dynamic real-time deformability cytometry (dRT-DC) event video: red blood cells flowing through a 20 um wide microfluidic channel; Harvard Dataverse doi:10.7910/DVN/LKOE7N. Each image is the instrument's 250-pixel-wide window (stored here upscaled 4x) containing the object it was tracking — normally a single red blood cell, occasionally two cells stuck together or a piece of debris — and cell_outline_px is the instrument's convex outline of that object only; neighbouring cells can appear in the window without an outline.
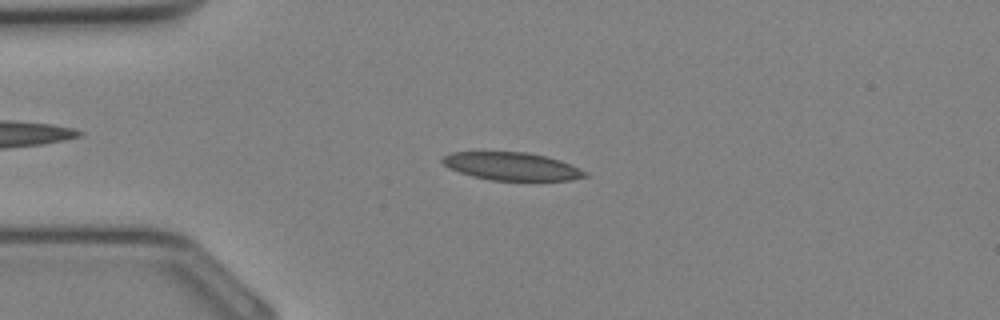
{"species": "Egyptian fruit bat (a non-hibernating species)", "species_latin": "Rousettus aegyptiacus", "temperature_condition": "cold", "stored_images_in_passage": 34, "camera_frame_rate_fps": 3000, "um_per_image_px": 0.085, "animal": {"sex": "female"}, "frame": {"image": 1, "passage_image": 8, "time_ms": 2.333, "image_size_px": [1000, 320], "cell_outline_px": [[588, 176], [572, 180], [492, 180], [472, 176], [448, 168], [440, 160], [444, 156], [452, 152], [528, 152], [548, 156], [560, 160], [580, 168], [588, 172]], "centroid_in_image_um": [43.53, 14.13], "position_along_channel_um": 41.5, "area_um2": 23.24}}
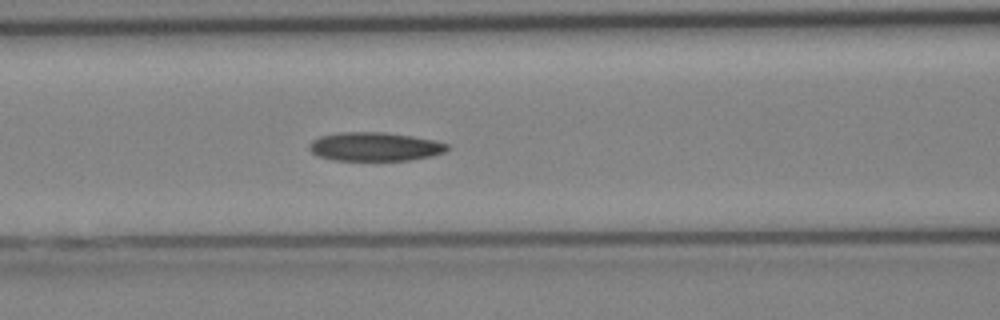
{"frame": {"image": 2, "passage_image": 14, "time_ms": 4.333, "image_size_px": [1000, 320], "cell_outline_px": [[452, 148], [444, 152], [432, 156], [408, 160], [332, 160], [320, 156], [312, 152], [308, 148], [308, 144], [312, 140], [320, 136], [340, 132], [384, 132], [412, 136], [436, 140], [448, 144]], "centroid_in_image_um": [31.88, 12.46], "position_along_channel_um": 134.7, "area_um2": 23.24}}
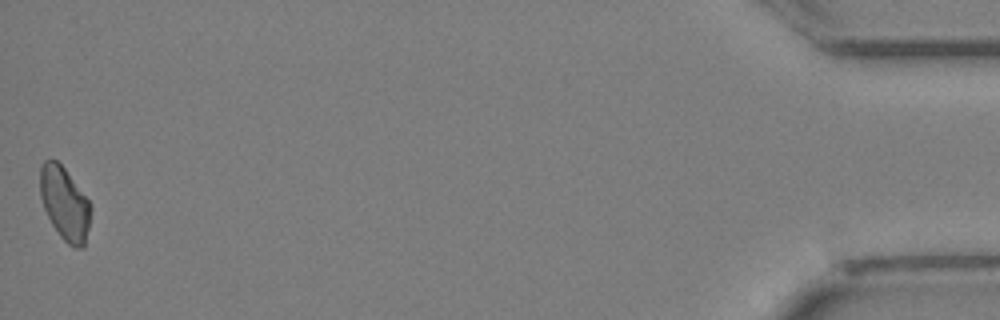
{"frame": {"image": 3, "passage_image": 34, "time_ms": 11.0, "image_size_px": [1000, 320], "cell_outline_px": [[92, 208], [84, 248], [72, 248], [60, 236], [52, 224], [44, 208], [40, 196], [40, 168], [44, 160], [56, 160], [64, 168], [88, 200]], "centroid_in_image_um": [5.5, 17.33], "position_along_channel_um": 429.7, "area_um2": 21.39}}